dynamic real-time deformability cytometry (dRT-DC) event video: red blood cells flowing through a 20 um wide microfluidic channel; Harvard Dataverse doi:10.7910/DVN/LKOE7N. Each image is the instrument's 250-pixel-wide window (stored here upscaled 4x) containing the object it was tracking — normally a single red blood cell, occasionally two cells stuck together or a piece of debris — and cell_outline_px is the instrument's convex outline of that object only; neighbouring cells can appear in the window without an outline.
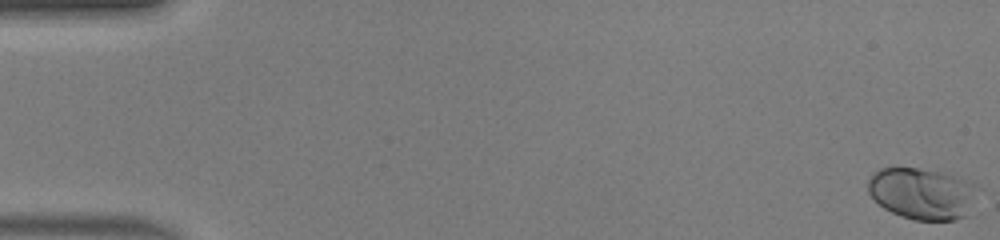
{"species": "human", "species_latin": "Homo sapiens", "temperature_condition": "warm", "stored_images_in_passage": 51, "camera_frame_rate_fps": 3000, "um_per_image_px": 0.085, "donor": {"sex": "male"}, "frame": {"image": 1, "passage_image": 1, "time_ms": 0.0, "image_size_px": [1000, 240], "cell_outline_px": [[972, 184], [964, 216], [956, 220], [916, 220], [892, 212], [884, 208], [868, 192], [868, 180], [880, 168], [916, 168], [940, 172], [968, 180]], "centroid_in_image_um": [78.25, 16.44], "position_along_channel_um": 6.8, "area_um2": 31.33}}
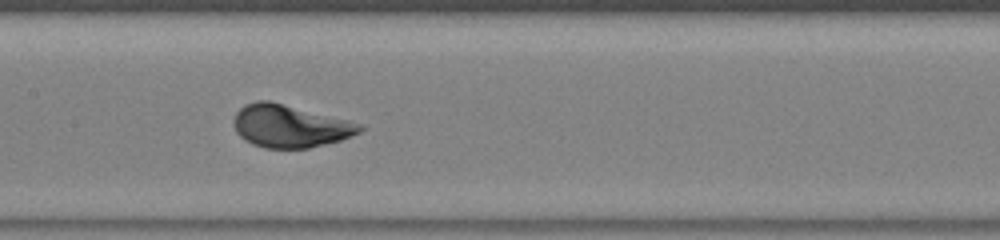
{"frame": {"image": 2, "passage_image": 26, "time_ms": 8.333, "image_size_px": [1000, 240], "cell_outline_px": [[364, 128], [360, 132], [340, 140], [308, 148], [264, 148], [252, 144], [244, 140], [236, 132], [232, 120], [236, 112], [244, 104], [256, 100], [268, 100], [348, 120], [360, 124]], "centroid_in_image_um": [24.59, 10.71], "position_along_channel_um": 182.8, "area_um2": 31.21}}
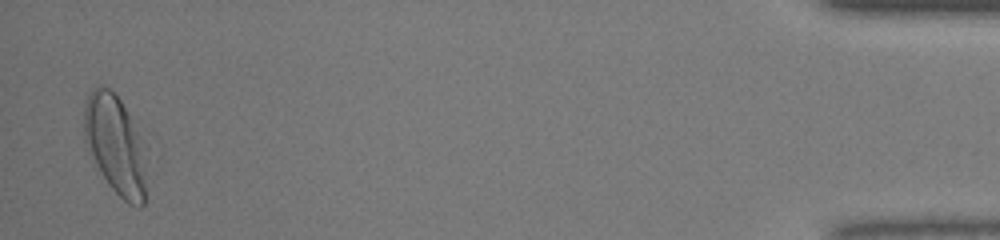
{"frame": {"image": 3, "passage_image": 50, "time_ms": 16.333, "image_size_px": [1000, 240], "cell_outline_px": [[144, 204], [140, 208], [128, 204], [108, 184], [100, 172], [88, 152], [84, 140], [84, 104], [88, 92], [92, 88], [100, 84], [104, 84], [120, 100], [128, 112], [144, 140]], "centroid_in_image_um": [9.77, 12.26], "position_along_channel_um": 425.4, "area_um2": 36.24}, "authors_computed_cell_mechanics": {"area_um2": 31.0386, "velocity_mm_per_s": 4.1181, "shape_relaxation_time_tau1_ms": 3.1966, "shape_relaxation_time_tau2_ms": null, "deformation_change_tau1": 0.1738, "deformation_change_tau2": null}}